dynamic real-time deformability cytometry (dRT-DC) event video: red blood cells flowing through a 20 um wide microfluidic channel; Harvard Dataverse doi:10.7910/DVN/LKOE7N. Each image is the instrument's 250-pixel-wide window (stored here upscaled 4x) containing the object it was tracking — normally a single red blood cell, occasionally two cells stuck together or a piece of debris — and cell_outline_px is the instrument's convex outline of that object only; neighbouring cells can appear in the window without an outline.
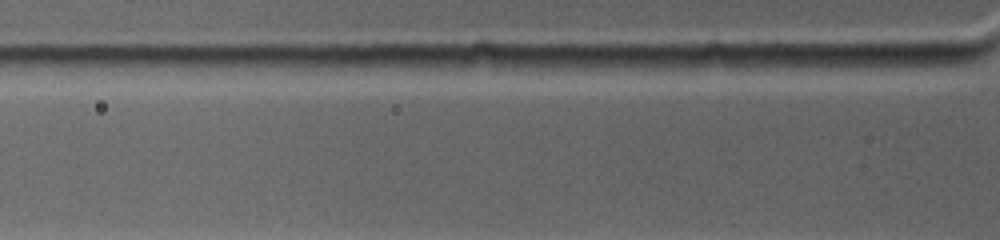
{"species": "common noctule bat (a hibernating species)", "species_latin": "Nyctalus noctula", "temperature_condition": "warm", "stored_images_in_passage": 2, "camera_frame_rate_fps": 4500, "um_per_image_px": 0.085, "animal": {"sex": "female", "body_mass_g": 19.0, "forearm_length_mm": 53.3}, "frame": {"image": 1, "passage_image": 2, "time_ms": 0.222, "image_size_px": [1000, 240], "cell_outline_px": [[956, 64], [868, 72], [852, 72], [816, 64], [824, 56], [892, 56]], "centroid_in_image_um": [74.36, 5.38], "position_along_channel_um": 51.4, "area_um2": 10.52}}